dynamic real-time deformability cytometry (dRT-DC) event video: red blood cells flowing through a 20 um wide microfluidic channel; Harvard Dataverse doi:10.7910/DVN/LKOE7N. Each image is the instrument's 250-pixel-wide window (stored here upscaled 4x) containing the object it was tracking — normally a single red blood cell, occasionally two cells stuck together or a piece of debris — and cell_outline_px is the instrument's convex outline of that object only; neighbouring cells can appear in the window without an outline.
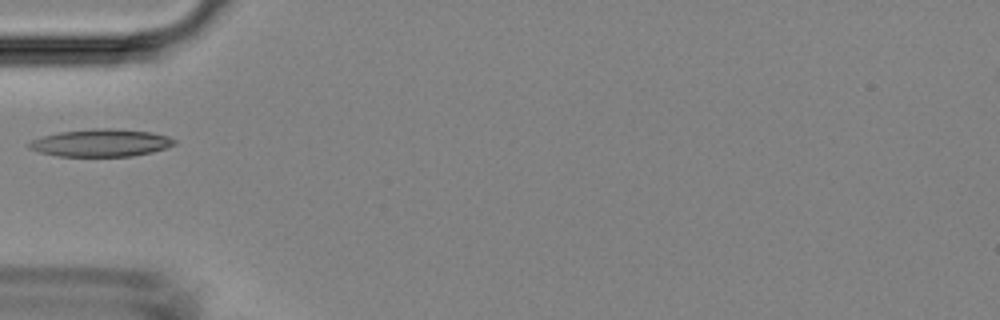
{"species": "Egyptian fruit bat (a non-hibernating species)", "species_latin": "Rousettus aegyptiacus", "temperature_condition": "room temperature", "stored_images_in_passage": 6, "camera_frame_rate_fps": 3000, "um_per_image_px": 0.085, "animal": {"sex": "female"}, "frame": {"image": 1, "passage_image": 4, "time_ms": 3.667, "image_size_px": [1000, 320], "cell_outline_px": [[176, 144], [168, 148], [152, 152], [132, 156], [60, 156], [40, 152], [28, 148], [28, 144], [32, 140], [44, 136], [60, 132], [92, 128], [112, 128], [152, 132], [168, 136], [176, 140]], "centroid_in_image_um": [8.63, 12.14], "position_along_channel_um": 76.4, "area_um2": 23.29}}